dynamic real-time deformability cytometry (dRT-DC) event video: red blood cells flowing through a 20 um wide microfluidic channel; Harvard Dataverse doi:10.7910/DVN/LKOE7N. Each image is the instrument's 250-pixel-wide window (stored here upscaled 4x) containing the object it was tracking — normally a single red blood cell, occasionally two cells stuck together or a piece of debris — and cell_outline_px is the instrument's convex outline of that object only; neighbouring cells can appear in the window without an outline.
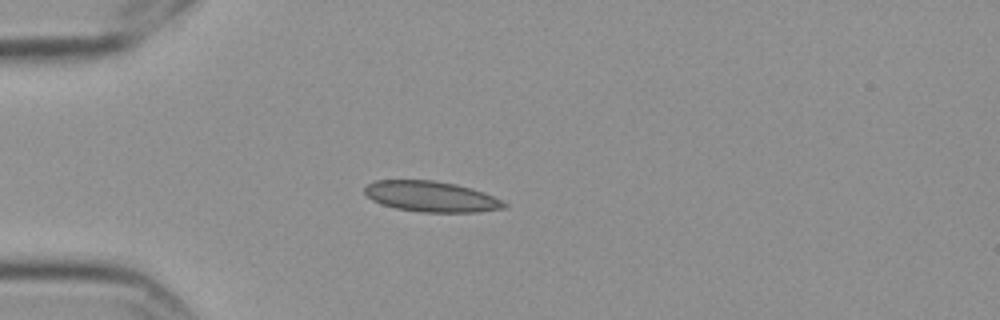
{"species": "Egyptian fruit bat (a non-hibernating species)", "species_latin": "Rousettus aegyptiacus", "temperature_condition": "cold", "stored_images_in_passage": 14, "camera_frame_rate_fps": 3000, "um_per_image_px": 0.085, "frame": {"image": 1, "passage_image": 3, "time_ms": 0.667, "image_size_px": [1000, 320], "cell_outline_px": [[508, 208], [476, 212], [420, 212], [396, 208], [380, 204], [372, 200], [364, 192], [364, 188], [368, 184], [376, 180], [432, 180], [456, 184], [472, 188], [484, 192], [508, 204]], "centroid_in_image_um": [36.66, 16.71], "position_along_channel_um": 48.3, "area_um2": 24.97}}
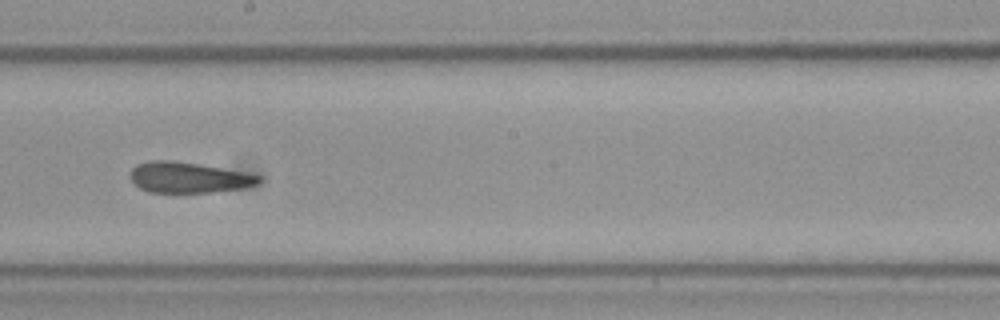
{"frame": {"image": 2, "passage_image": 8, "time_ms": 2.333, "image_size_px": [1000, 320], "cell_outline_px": [[260, 180], [256, 184], [244, 188], [212, 192], [148, 192], [140, 188], [132, 180], [132, 168], [136, 164], [152, 160], [172, 160], [196, 164], [240, 172], [260, 176]], "centroid_in_image_um": [15.98, 15.09], "position_along_channel_um": 232.2, "area_um2": 22.43}}
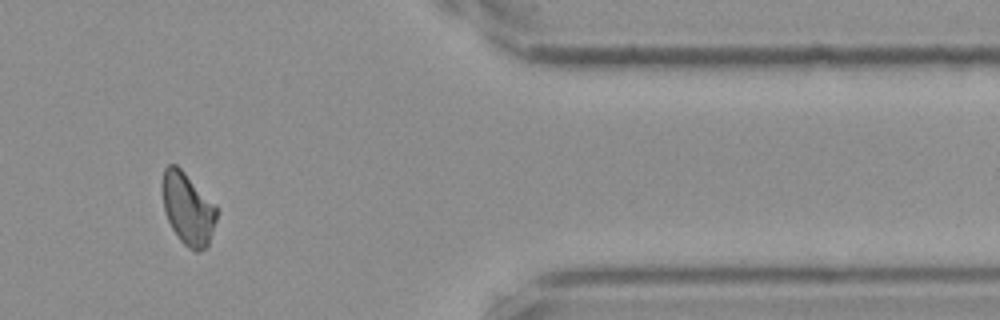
{"frame": {"image": 3, "passage_image": 12, "time_ms": 3.667, "image_size_px": [1000, 320], "cell_outline_px": [[216, 220], [208, 248], [200, 252], [196, 252], [188, 248], [180, 240], [172, 228], [164, 212], [160, 188], [160, 184], [164, 168], [168, 164], [176, 164], [184, 172], [216, 208]], "centroid_in_image_um": [15.91, 17.76], "position_along_channel_um": 395.5, "area_um2": 22.83}}